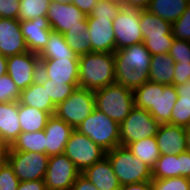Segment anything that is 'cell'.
<instances>
[{
    "label": "cell",
    "instance_id": "1",
    "mask_svg": "<svg viewBox=\"0 0 190 190\" xmlns=\"http://www.w3.org/2000/svg\"><path fill=\"white\" fill-rule=\"evenodd\" d=\"M115 83L134 91L149 81L151 54L144 43H137L114 52Z\"/></svg>",
    "mask_w": 190,
    "mask_h": 190
},
{
    "label": "cell",
    "instance_id": "2",
    "mask_svg": "<svg viewBox=\"0 0 190 190\" xmlns=\"http://www.w3.org/2000/svg\"><path fill=\"white\" fill-rule=\"evenodd\" d=\"M135 106L147 110L161 124H171V112L178 98L174 85L147 81L133 91Z\"/></svg>",
    "mask_w": 190,
    "mask_h": 190
},
{
    "label": "cell",
    "instance_id": "3",
    "mask_svg": "<svg viewBox=\"0 0 190 190\" xmlns=\"http://www.w3.org/2000/svg\"><path fill=\"white\" fill-rule=\"evenodd\" d=\"M114 53L92 52L79 56V88L96 91L114 84Z\"/></svg>",
    "mask_w": 190,
    "mask_h": 190
},
{
    "label": "cell",
    "instance_id": "4",
    "mask_svg": "<svg viewBox=\"0 0 190 190\" xmlns=\"http://www.w3.org/2000/svg\"><path fill=\"white\" fill-rule=\"evenodd\" d=\"M121 186L152 180V169L135 157L125 146L106 152Z\"/></svg>",
    "mask_w": 190,
    "mask_h": 190
},
{
    "label": "cell",
    "instance_id": "5",
    "mask_svg": "<svg viewBox=\"0 0 190 190\" xmlns=\"http://www.w3.org/2000/svg\"><path fill=\"white\" fill-rule=\"evenodd\" d=\"M95 108L122 123L135 107L133 91L114 83L94 91Z\"/></svg>",
    "mask_w": 190,
    "mask_h": 190
},
{
    "label": "cell",
    "instance_id": "6",
    "mask_svg": "<svg viewBox=\"0 0 190 190\" xmlns=\"http://www.w3.org/2000/svg\"><path fill=\"white\" fill-rule=\"evenodd\" d=\"M106 152L120 146V124L94 108L92 113L76 128Z\"/></svg>",
    "mask_w": 190,
    "mask_h": 190
},
{
    "label": "cell",
    "instance_id": "7",
    "mask_svg": "<svg viewBox=\"0 0 190 190\" xmlns=\"http://www.w3.org/2000/svg\"><path fill=\"white\" fill-rule=\"evenodd\" d=\"M95 108L94 91L77 88L56 106L55 115L76 129Z\"/></svg>",
    "mask_w": 190,
    "mask_h": 190
},
{
    "label": "cell",
    "instance_id": "8",
    "mask_svg": "<svg viewBox=\"0 0 190 190\" xmlns=\"http://www.w3.org/2000/svg\"><path fill=\"white\" fill-rule=\"evenodd\" d=\"M159 127L160 124L147 110L135 106L120 123V145L126 147L129 143L155 137Z\"/></svg>",
    "mask_w": 190,
    "mask_h": 190
},
{
    "label": "cell",
    "instance_id": "9",
    "mask_svg": "<svg viewBox=\"0 0 190 190\" xmlns=\"http://www.w3.org/2000/svg\"><path fill=\"white\" fill-rule=\"evenodd\" d=\"M4 159L13 168L20 182L44 180L48 155L25 151H5Z\"/></svg>",
    "mask_w": 190,
    "mask_h": 190
},
{
    "label": "cell",
    "instance_id": "10",
    "mask_svg": "<svg viewBox=\"0 0 190 190\" xmlns=\"http://www.w3.org/2000/svg\"><path fill=\"white\" fill-rule=\"evenodd\" d=\"M64 154L82 173L86 168L101 161L106 156V151L89 137L74 129L65 146Z\"/></svg>",
    "mask_w": 190,
    "mask_h": 190
},
{
    "label": "cell",
    "instance_id": "11",
    "mask_svg": "<svg viewBox=\"0 0 190 190\" xmlns=\"http://www.w3.org/2000/svg\"><path fill=\"white\" fill-rule=\"evenodd\" d=\"M81 172L63 153L48 159L44 183L47 190H71Z\"/></svg>",
    "mask_w": 190,
    "mask_h": 190
},
{
    "label": "cell",
    "instance_id": "12",
    "mask_svg": "<svg viewBox=\"0 0 190 190\" xmlns=\"http://www.w3.org/2000/svg\"><path fill=\"white\" fill-rule=\"evenodd\" d=\"M140 10L123 7L113 19L115 50L142 43L143 34L140 27Z\"/></svg>",
    "mask_w": 190,
    "mask_h": 190
},
{
    "label": "cell",
    "instance_id": "13",
    "mask_svg": "<svg viewBox=\"0 0 190 190\" xmlns=\"http://www.w3.org/2000/svg\"><path fill=\"white\" fill-rule=\"evenodd\" d=\"M40 58L38 54L25 52L7 58V74L20 91L25 90L38 79Z\"/></svg>",
    "mask_w": 190,
    "mask_h": 190
},
{
    "label": "cell",
    "instance_id": "14",
    "mask_svg": "<svg viewBox=\"0 0 190 190\" xmlns=\"http://www.w3.org/2000/svg\"><path fill=\"white\" fill-rule=\"evenodd\" d=\"M87 15L73 3L50 2L47 20L51 29L64 34L74 27H88Z\"/></svg>",
    "mask_w": 190,
    "mask_h": 190
},
{
    "label": "cell",
    "instance_id": "15",
    "mask_svg": "<svg viewBox=\"0 0 190 190\" xmlns=\"http://www.w3.org/2000/svg\"><path fill=\"white\" fill-rule=\"evenodd\" d=\"M40 73L53 81L79 84V59H40Z\"/></svg>",
    "mask_w": 190,
    "mask_h": 190
},
{
    "label": "cell",
    "instance_id": "16",
    "mask_svg": "<svg viewBox=\"0 0 190 190\" xmlns=\"http://www.w3.org/2000/svg\"><path fill=\"white\" fill-rule=\"evenodd\" d=\"M90 34L91 53H114L115 35L113 20L109 18H86Z\"/></svg>",
    "mask_w": 190,
    "mask_h": 190
},
{
    "label": "cell",
    "instance_id": "17",
    "mask_svg": "<svg viewBox=\"0 0 190 190\" xmlns=\"http://www.w3.org/2000/svg\"><path fill=\"white\" fill-rule=\"evenodd\" d=\"M28 52L18 19L0 18V53L10 57Z\"/></svg>",
    "mask_w": 190,
    "mask_h": 190
},
{
    "label": "cell",
    "instance_id": "18",
    "mask_svg": "<svg viewBox=\"0 0 190 190\" xmlns=\"http://www.w3.org/2000/svg\"><path fill=\"white\" fill-rule=\"evenodd\" d=\"M45 131V154L49 157L63 154L74 128L55 114L47 121Z\"/></svg>",
    "mask_w": 190,
    "mask_h": 190
},
{
    "label": "cell",
    "instance_id": "19",
    "mask_svg": "<svg viewBox=\"0 0 190 190\" xmlns=\"http://www.w3.org/2000/svg\"><path fill=\"white\" fill-rule=\"evenodd\" d=\"M20 27L28 51L39 55L47 45L50 33L53 31L49 26L47 16L20 21Z\"/></svg>",
    "mask_w": 190,
    "mask_h": 190
},
{
    "label": "cell",
    "instance_id": "20",
    "mask_svg": "<svg viewBox=\"0 0 190 190\" xmlns=\"http://www.w3.org/2000/svg\"><path fill=\"white\" fill-rule=\"evenodd\" d=\"M160 155H178L187 151L185 128L172 124H161L155 135Z\"/></svg>",
    "mask_w": 190,
    "mask_h": 190
},
{
    "label": "cell",
    "instance_id": "21",
    "mask_svg": "<svg viewBox=\"0 0 190 190\" xmlns=\"http://www.w3.org/2000/svg\"><path fill=\"white\" fill-rule=\"evenodd\" d=\"M81 174L98 190H120L121 188V184L106 156L101 161L86 168Z\"/></svg>",
    "mask_w": 190,
    "mask_h": 190
},
{
    "label": "cell",
    "instance_id": "22",
    "mask_svg": "<svg viewBox=\"0 0 190 190\" xmlns=\"http://www.w3.org/2000/svg\"><path fill=\"white\" fill-rule=\"evenodd\" d=\"M18 101L0 103V141L9 147L21 133Z\"/></svg>",
    "mask_w": 190,
    "mask_h": 190
},
{
    "label": "cell",
    "instance_id": "23",
    "mask_svg": "<svg viewBox=\"0 0 190 190\" xmlns=\"http://www.w3.org/2000/svg\"><path fill=\"white\" fill-rule=\"evenodd\" d=\"M139 22L143 39L174 38L172 23L150 13L148 10H140Z\"/></svg>",
    "mask_w": 190,
    "mask_h": 190
},
{
    "label": "cell",
    "instance_id": "24",
    "mask_svg": "<svg viewBox=\"0 0 190 190\" xmlns=\"http://www.w3.org/2000/svg\"><path fill=\"white\" fill-rule=\"evenodd\" d=\"M19 103L48 112L50 115H54L56 110V105L52 102L46 89L43 88L38 80L21 91Z\"/></svg>",
    "mask_w": 190,
    "mask_h": 190
},
{
    "label": "cell",
    "instance_id": "25",
    "mask_svg": "<svg viewBox=\"0 0 190 190\" xmlns=\"http://www.w3.org/2000/svg\"><path fill=\"white\" fill-rule=\"evenodd\" d=\"M174 60L169 54L151 55L149 81L172 85L174 76Z\"/></svg>",
    "mask_w": 190,
    "mask_h": 190
},
{
    "label": "cell",
    "instance_id": "26",
    "mask_svg": "<svg viewBox=\"0 0 190 190\" xmlns=\"http://www.w3.org/2000/svg\"><path fill=\"white\" fill-rule=\"evenodd\" d=\"M189 5L190 0H152L147 10L165 21L174 23Z\"/></svg>",
    "mask_w": 190,
    "mask_h": 190
},
{
    "label": "cell",
    "instance_id": "27",
    "mask_svg": "<svg viewBox=\"0 0 190 190\" xmlns=\"http://www.w3.org/2000/svg\"><path fill=\"white\" fill-rule=\"evenodd\" d=\"M18 114L21 132L42 131L46 127L47 121L51 116L48 112L38 110L34 107L20 104L18 101Z\"/></svg>",
    "mask_w": 190,
    "mask_h": 190
},
{
    "label": "cell",
    "instance_id": "28",
    "mask_svg": "<svg viewBox=\"0 0 190 190\" xmlns=\"http://www.w3.org/2000/svg\"><path fill=\"white\" fill-rule=\"evenodd\" d=\"M40 59H79V56L67 44L64 35L52 31L49 41L42 52L39 54Z\"/></svg>",
    "mask_w": 190,
    "mask_h": 190
},
{
    "label": "cell",
    "instance_id": "29",
    "mask_svg": "<svg viewBox=\"0 0 190 190\" xmlns=\"http://www.w3.org/2000/svg\"><path fill=\"white\" fill-rule=\"evenodd\" d=\"M45 131L21 132L5 151H25L45 154Z\"/></svg>",
    "mask_w": 190,
    "mask_h": 190
},
{
    "label": "cell",
    "instance_id": "30",
    "mask_svg": "<svg viewBox=\"0 0 190 190\" xmlns=\"http://www.w3.org/2000/svg\"><path fill=\"white\" fill-rule=\"evenodd\" d=\"M126 147L135 157L139 158L151 169L160 157L156 137L144 138L142 140L129 143Z\"/></svg>",
    "mask_w": 190,
    "mask_h": 190
},
{
    "label": "cell",
    "instance_id": "31",
    "mask_svg": "<svg viewBox=\"0 0 190 190\" xmlns=\"http://www.w3.org/2000/svg\"><path fill=\"white\" fill-rule=\"evenodd\" d=\"M46 89L48 96L57 106L60 102L65 101L77 88L79 84H66L63 82L53 81L45 78L40 72L37 79Z\"/></svg>",
    "mask_w": 190,
    "mask_h": 190
},
{
    "label": "cell",
    "instance_id": "32",
    "mask_svg": "<svg viewBox=\"0 0 190 190\" xmlns=\"http://www.w3.org/2000/svg\"><path fill=\"white\" fill-rule=\"evenodd\" d=\"M63 35L67 44L78 56L91 53L88 27H74Z\"/></svg>",
    "mask_w": 190,
    "mask_h": 190
},
{
    "label": "cell",
    "instance_id": "33",
    "mask_svg": "<svg viewBox=\"0 0 190 190\" xmlns=\"http://www.w3.org/2000/svg\"><path fill=\"white\" fill-rule=\"evenodd\" d=\"M180 177L178 155H160L152 168V179Z\"/></svg>",
    "mask_w": 190,
    "mask_h": 190
},
{
    "label": "cell",
    "instance_id": "34",
    "mask_svg": "<svg viewBox=\"0 0 190 190\" xmlns=\"http://www.w3.org/2000/svg\"><path fill=\"white\" fill-rule=\"evenodd\" d=\"M50 0H20L19 21L47 16Z\"/></svg>",
    "mask_w": 190,
    "mask_h": 190
},
{
    "label": "cell",
    "instance_id": "35",
    "mask_svg": "<svg viewBox=\"0 0 190 190\" xmlns=\"http://www.w3.org/2000/svg\"><path fill=\"white\" fill-rule=\"evenodd\" d=\"M124 7L122 3L112 0H98L87 18H109L113 20Z\"/></svg>",
    "mask_w": 190,
    "mask_h": 190
},
{
    "label": "cell",
    "instance_id": "36",
    "mask_svg": "<svg viewBox=\"0 0 190 190\" xmlns=\"http://www.w3.org/2000/svg\"><path fill=\"white\" fill-rule=\"evenodd\" d=\"M171 115L172 125L182 127L190 125V99L177 98Z\"/></svg>",
    "mask_w": 190,
    "mask_h": 190
},
{
    "label": "cell",
    "instance_id": "37",
    "mask_svg": "<svg viewBox=\"0 0 190 190\" xmlns=\"http://www.w3.org/2000/svg\"><path fill=\"white\" fill-rule=\"evenodd\" d=\"M152 190H190V178L152 179Z\"/></svg>",
    "mask_w": 190,
    "mask_h": 190
},
{
    "label": "cell",
    "instance_id": "38",
    "mask_svg": "<svg viewBox=\"0 0 190 190\" xmlns=\"http://www.w3.org/2000/svg\"><path fill=\"white\" fill-rule=\"evenodd\" d=\"M21 91L8 74L0 77V103L19 101Z\"/></svg>",
    "mask_w": 190,
    "mask_h": 190
},
{
    "label": "cell",
    "instance_id": "39",
    "mask_svg": "<svg viewBox=\"0 0 190 190\" xmlns=\"http://www.w3.org/2000/svg\"><path fill=\"white\" fill-rule=\"evenodd\" d=\"M20 181L13 168L5 160H0V190H17Z\"/></svg>",
    "mask_w": 190,
    "mask_h": 190
},
{
    "label": "cell",
    "instance_id": "40",
    "mask_svg": "<svg viewBox=\"0 0 190 190\" xmlns=\"http://www.w3.org/2000/svg\"><path fill=\"white\" fill-rule=\"evenodd\" d=\"M172 35L176 39L190 41V5L181 17L172 23Z\"/></svg>",
    "mask_w": 190,
    "mask_h": 190
},
{
    "label": "cell",
    "instance_id": "41",
    "mask_svg": "<svg viewBox=\"0 0 190 190\" xmlns=\"http://www.w3.org/2000/svg\"><path fill=\"white\" fill-rule=\"evenodd\" d=\"M168 54L175 63L190 62V41L174 38Z\"/></svg>",
    "mask_w": 190,
    "mask_h": 190
},
{
    "label": "cell",
    "instance_id": "42",
    "mask_svg": "<svg viewBox=\"0 0 190 190\" xmlns=\"http://www.w3.org/2000/svg\"><path fill=\"white\" fill-rule=\"evenodd\" d=\"M173 40L174 38L143 39V43L151 55L168 54Z\"/></svg>",
    "mask_w": 190,
    "mask_h": 190
},
{
    "label": "cell",
    "instance_id": "43",
    "mask_svg": "<svg viewBox=\"0 0 190 190\" xmlns=\"http://www.w3.org/2000/svg\"><path fill=\"white\" fill-rule=\"evenodd\" d=\"M20 0H0V18L18 19Z\"/></svg>",
    "mask_w": 190,
    "mask_h": 190
},
{
    "label": "cell",
    "instance_id": "44",
    "mask_svg": "<svg viewBox=\"0 0 190 190\" xmlns=\"http://www.w3.org/2000/svg\"><path fill=\"white\" fill-rule=\"evenodd\" d=\"M174 68L172 85H180L190 79V62L174 63Z\"/></svg>",
    "mask_w": 190,
    "mask_h": 190
},
{
    "label": "cell",
    "instance_id": "45",
    "mask_svg": "<svg viewBox=\"0 0 190 190\" xmlns=\"http://www.w3.org/2000/svg\"><path fill=\"white\" fill-rule=\"evenodd\" d=\"M180 165V177L190 178V151H184L178 154Z\"/></svg>",
    "mask_w": 190,
    "mask_h": 190
},
{
    "label": "cell",
    "instance_id": "46",
    "mask_svg": "<svg viewBox=\"0 0 190 190\" xmlns=\"http://www.w3.org/2000/svg\"><path fill=\"white\" fill-rule=\"evenodd\" d=\"M17 190H47L44 180L21 181Z\"/></svg>",
    "mask_w": 190,
    "mask_h": 190
},
{
    "label": "cell",
    "instance_id": "47",
    "mask_svg": "<svg viewBox=\"0 0 190 190\" xmlns=\"http://www.w3.org/2000/svg\"><path fill=\"white\" fill-rule=\"evenodd\" d=\"M71 190H98L85 176L80 174L72 185Z\"/></svg>",
    "mask_w": 190,
    "mask_h": 190
},
{
    "label": "cell",
    "instance_id": "48",
    "mask_svg": "<svg viewBox=\"0 0 190 190\" xmlns=\"http://www.w3.org/2000/svg\"><path fill=\"white\" fill-rule=\"evenodd\" d=\"M97 1L98 0H71V3H73L79 10L84 12L86 15H90Z\"/></svg>",
    "mask_w": 190,
    "mask_h": 190
},
{
    "label": "cell",
    "instance_id": "49",
    "mask_svg": "<svg viewBox=\"0 0 190 190\" xmlns=\"http://www.w3.org/2000/svg\"><path fill=\"white\" fill-rule=\"evenodd\" d=\"M152 0H125L123 5L128 9L147 10Z\"/></svg>",
    "mask_w": 190,
    "mask_h": 190
},
{
    "label": "cell",
    "instance_id": "50",
    "mask_svg": "<svg viewBox=\"0 0 190 190\" xmlns=\"http://www.w3.org/2000/svg\"><path fill=\"white\" fill-rule=\"evenodd\" d=\"M120 190H152L151 181L121 186Z\"/></svg>",
    "mask_w": 190,
    "mask_h": 190
},
{
    "label": "cell",
    "instance_id": "51",
    "mask_svg": "<svg viewBox=\"0 0 190 190\" xmlns=\"http://www.w3.org/2000/svg\"><path fill=\"white\" fill-rule=\"evenodd\" d=\"M178 98H188L190 99V79L183 84L175 85Z\"/></svg>",
    "mask_w": 190,
    "mask_h": 190
},
{
    "label": "cell",
    "instance_id": "52",
    "mask_svg": "<svg viewBox=\"0 0 190 190\" xmlns=\"http://www.w3.org/2000/svg\"><path fill=\"white\" fill-rule=\"evenodd\" d=\"M7 74V57L0 53V77Z\"/></svg>",
    "mask_w": 190,
    "mask_h": 190
},
{
    "label": "cell",
    "instance_id": "53",
    "mask_svg": "<svg viewBox=\"0 0 190 190\" xmlns=\"http://www.w3.org/2000/svg\"><path fill=\"white\" fill-rule=\"evenodd\" d=\"M184 128H185L187 150L190 151V125H188Z\"/></svg>",
    "mask_w": 190,
    "mask_h": 190
},
{
    "label": "cell",
    "instance_id": "54",
    "mask_svg": "<svg viewBox=\"0 0 190 190\" xmlns=\"http://www.w3.org/2000/svg\"><path fill=\"white\" fill-rule=\"evenodd\" d=\"M6 146L0 141V160L5 157Z\"/></svg>",
    "mask_w": 190,
    "mask_h": 190
},
{
    "label": "cell",
    "instance_id": "55",
    "mask_svg": "<svg viewBox=\"0 0 190 190\" xmlns=\"http://www.w3.org/2000/svg\"><path fill=\"white\" fill-rule=\"evenodd\" d=\"M50 2H56V3H71V0H50Z\"/></svg>",
    "mask_w": 190,
    "mask_h": 190
},
{
    "label": "cell",
    "instance_id": "56",
    "mask_svg": "<svg viewBox=\"0 0 190 190\" xmlns=\"http://www.w3.org/2000/svg\"><path fill=\"white\" fill-rule=\"evenodd\" d=\"M112 1H117V2H119V3H122V4H123L125 0H112Z\"/></svg>",
    "mask_w": 190,
    "mask_h": 190
}]
</instances>
